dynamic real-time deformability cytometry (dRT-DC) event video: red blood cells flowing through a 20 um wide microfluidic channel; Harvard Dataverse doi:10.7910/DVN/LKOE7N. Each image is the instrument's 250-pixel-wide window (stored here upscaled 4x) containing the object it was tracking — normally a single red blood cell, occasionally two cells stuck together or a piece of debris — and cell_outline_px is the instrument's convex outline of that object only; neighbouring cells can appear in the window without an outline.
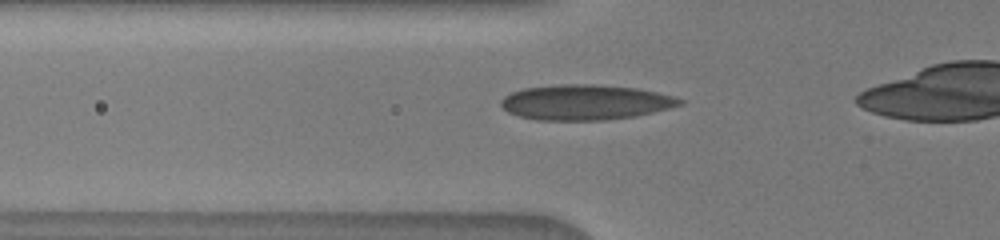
{"species": "human", "species_latin": "Homo sapiens", "temperature_condition": "warm", "stored_images_in_passage": 74, "camera_frame_rate_fps": 3000, "um_per_image_px": 0.085, "donor": {"sex": "male"}, "frame": {"image": 1, "passage_image": 21, "time_ms": 3.667, "image_size_px": [1000, 240], "cell_outline_px": [[684, 104], [636, 116], [604, 120], [536, 120], [520, 116], [508, 112], [500, 104], [500, 100], [504, 96], [512, 92], [524, 88], [560, 84], [592, 84], [636, 88], [676, 96], [684, 100]], "centroid_in_image_um": [49.76, 8.69], "position_along_channel_um": 76.0, "area_um2": 36.7}}
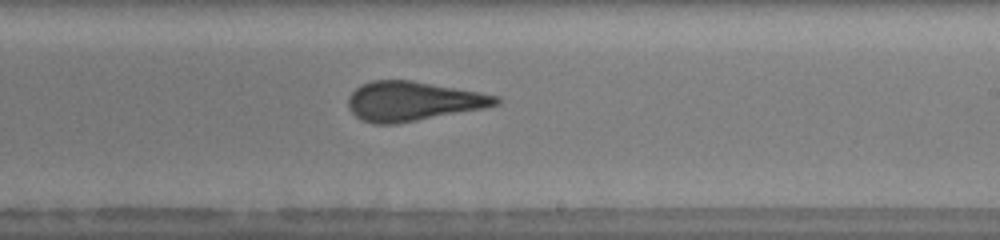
{"frame": {"image": 2, "passage_image": 49, "time_ms": 8.0, "image_size_px": [1000, 240], "cell_outline_px": [[504, 100], [500, 104], [484, 108], [396, 124], [376, 124], [360, 120], [352, 112], [348, 104], [348, 96], [360, 84], [372, 80], [412, 80], [480, 92], [500, 96]], "centroid_in_image_um": [35.12, 8.59], "position_along_channel_um": 253.9, "area_um2": 34.1}}
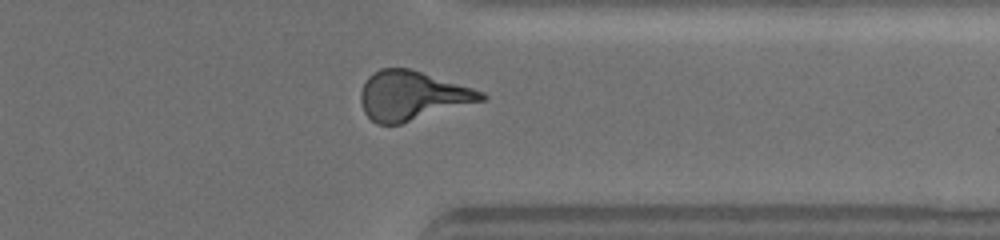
{"frame": {"image": 3, "passage_image": 65, "time_ms": 11.0, "image_size_px": [1000, 240], "cell_outline_px": [[488, 100], [400, 124], [376, 124], [364, 112], [360, 100], [360, 92], [368, 76], [372, 72], [380, 68], [408, 68], [472, 88], [484, 92], [488, 96]], "centroid_in_image_um": [35.05, 8.14], "position_along_channel_um": 376.4, "area_um2": 34.62}}